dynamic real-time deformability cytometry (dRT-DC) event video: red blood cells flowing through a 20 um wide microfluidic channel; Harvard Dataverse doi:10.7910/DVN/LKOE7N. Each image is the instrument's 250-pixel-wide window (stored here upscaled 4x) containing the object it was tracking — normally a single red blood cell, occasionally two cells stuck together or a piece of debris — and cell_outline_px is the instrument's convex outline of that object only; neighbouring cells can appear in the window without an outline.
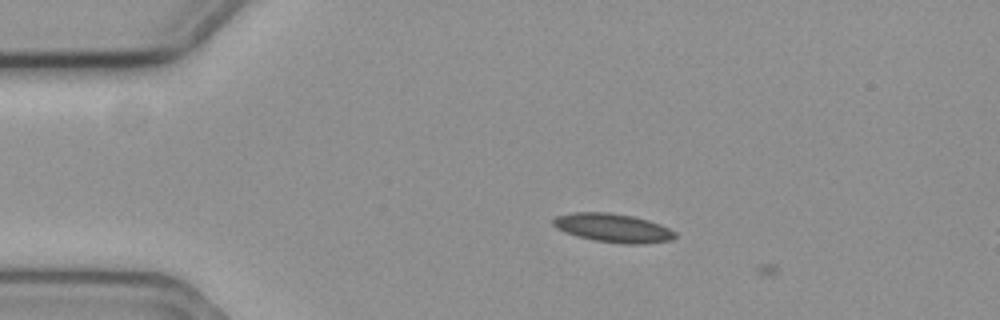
{"species": "common noctule bat (a hibernating species)", "species_latin": "Nyctalus noctula", "temperature_condition": "cold", "stored_images_in_passage": 9, "camera_frame_rate_fps": 3000, "um_per_image_px": 0.085, "animal": {"sex": "female", "body_mass_g": 19.3, "forearm_length_mm": 54.1}, "frame": {"image": 1, "passage_image": 8, "time_ms": 2.333, "image_size_px": [1000, 320], "cell_outline_px": [[676, 236], [672, 240], [644, 244], [624, 244], [596, 240], [576, 236], [564, 232], [556, 228], [552, 224], [552, 220], [556, 216], [572, 212], [608, 212], [632, 216], [648, 220], [660, 224], [676, 232]], "centroid_in_image_um": [52.09, 19.37], "position_along_channel_um": 32.9, "area_um2": 20.46}}